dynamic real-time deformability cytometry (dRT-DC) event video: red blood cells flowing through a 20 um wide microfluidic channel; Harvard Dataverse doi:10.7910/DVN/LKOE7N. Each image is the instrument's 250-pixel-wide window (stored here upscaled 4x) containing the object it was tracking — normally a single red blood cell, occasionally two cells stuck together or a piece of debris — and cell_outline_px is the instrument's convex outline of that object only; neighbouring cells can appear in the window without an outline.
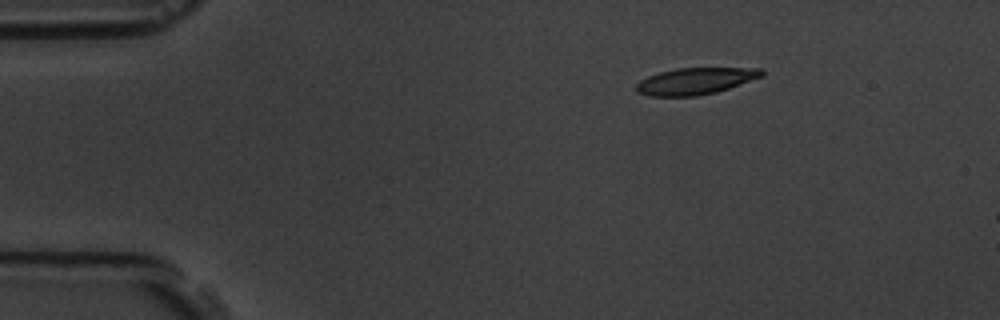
{"species": "common noctule bat (a hibernating species)", "species_latin": "Nyctalus noctula", "temperature_condition": "room temperature", "stored_images_in_passage": 3, "camera_frame_rate_fps": 3000, "um_per_image_px": 0.085, "animal": {"sex": "male", "body_mass_g": 19.5, "forearm_length_mm": 54.6}, "frame": {"image": 1, "passage_image": 1, "time_ms": 0.0, "image_size_px": [1000, 320], "cell_outline_px": [[764, 76], [716, 92], [696, 96], [648, 96], [636, 92], [636, 84], [640, 80], [648, 76], [660, 72], [676, 68], [760, 68], [764, 72]], "centroid_in_image_um": [59.09, 6.89], "position_along_channel_um": 25.9, "area_um2": 19.48}}